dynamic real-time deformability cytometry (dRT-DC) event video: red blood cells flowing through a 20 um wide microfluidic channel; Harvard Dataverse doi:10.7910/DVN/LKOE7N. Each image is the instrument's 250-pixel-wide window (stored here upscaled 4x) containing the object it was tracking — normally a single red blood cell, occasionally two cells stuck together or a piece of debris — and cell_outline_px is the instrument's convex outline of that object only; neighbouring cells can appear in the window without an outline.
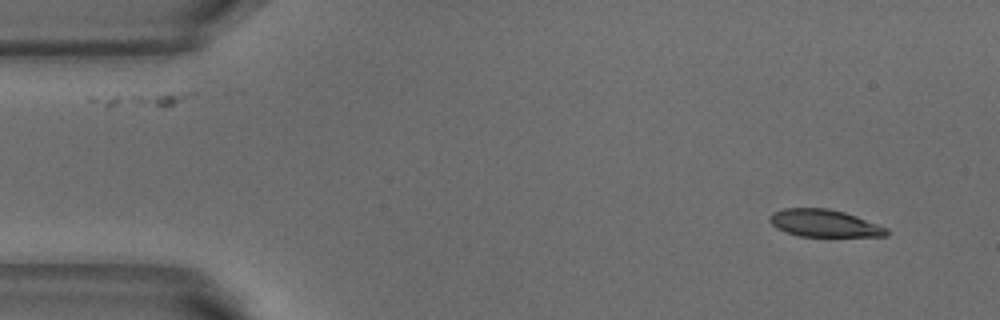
{"species": "common noctule bat (a hibernating species)", "species_latin": "Nyctalus noctula", "temperature_condition": "warm", "stored_images_in_passage": 2, "camera_frame_rate_fps": 3000, "um_per_image_px": 0.085, "animal": {"sex": "male", "body_mass_g": 18.8}, "frame": {"image": 1, "passage_image": 2, "time_ms": 0.333, "image_size_px": [1000, 320], "cell_outline_px": [[888, 236], [800, 236], [776, 228], [768, 220], [768, 216], [772, 212], [784, 208], [828, 208], [844, 212], [856, 216], [888, 228]], "centroid_in_image_um": [70.04, 18.96], "position_along_channel_um": 15.0, "area_um2": 18.55}}